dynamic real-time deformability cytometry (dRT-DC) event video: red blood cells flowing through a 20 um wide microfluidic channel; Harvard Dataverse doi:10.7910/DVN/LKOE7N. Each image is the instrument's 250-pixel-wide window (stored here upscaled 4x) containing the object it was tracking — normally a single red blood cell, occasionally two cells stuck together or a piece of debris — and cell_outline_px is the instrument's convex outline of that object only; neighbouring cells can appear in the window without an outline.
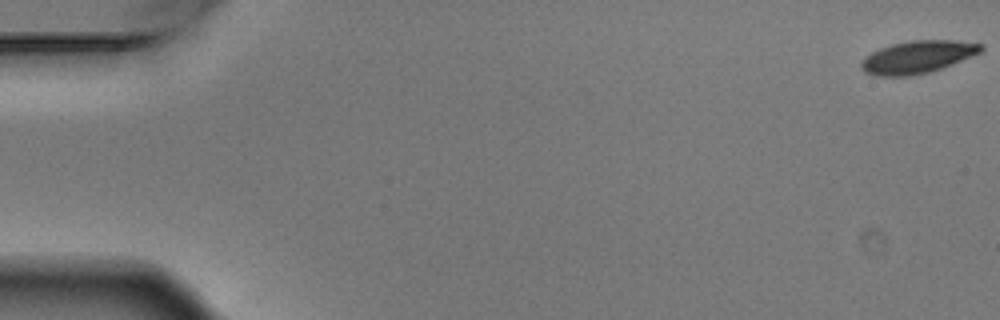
{"species": "Egyptian fruit bat (a non-hibernating species)", "species_latin": "Rousettus aegyptiacus", "temperature_condition": "warm", "stored_images_in_passage": 6, "segment_of_instrument_passage": [1, 2], "camera_frame_rate_fps": 3000, "um_per_image_px": 0.085, "animal": {"sex": "male"}, "frame": {"image": 1, "passage_image": 1, "time_ms": 0.0, "image_size_px": [1000, 320], "cell_outline_px": [[984, 48], [980, 52], [952, 64], [928, 72], [912, 76], [876, 76], [864, 72], [860, 68], [860, 64], [872, 52], [880, 48], [892, 44], [912, 40], [956, 40], [984, 44]], "centroid_in_image_um": [78.0, 4.84], "position_along_channel_um": 7.0, "area_um2": 22.54}}